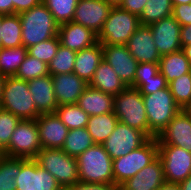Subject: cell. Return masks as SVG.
<instances>
[{"label":"cell","mask_w":191,"mask_h":190,"mask_svg":"<svg viewBox=\"0 0 191 190\" xmlns=\"http://www.w3.org/2000/svg\"><path fill=\"white\" fill-rule=\"evenodd\" d=\"M19 17L22 26V45L27 49L58 36L59 25L43 3L20 13Z\"/></svg>","instance_id":"obj_1"},{"label":"cell","mask_w":191,"mask_h":190,"mask_svg":"<svg viewBox=\"0 0 191 190\" xmlns=\"http://www.w3.org/2000/svg\"><path fill=\"white\" fill-rule=\"evenodd\" d=\"M142 98L148 120V137H158L181 108L174 101L169 87L142 95Z\"/></svg>","instance_id":"obj_2"},{"label":"cell","mask_w":191,"mask_h":190,"mask_svg":"<svg viewBox=\"0 0 191 190\" xmlns=\"http://www.w3.org/2000/svg\"><path fill=\"white\" fill-rule=\"evenodd\" d=\"M0 108L7 110L21 120H36L37 111L28 83L15 76H6L3 84Z\"/></svg>","instance_id":"obj_3"},{"label":"cell","mask_w":191,"mask_h":190,"mask_svg":"<svg viewBox=\"0 0 191 190\" xmlns=\"http://www.w3.org/2000/svg\"><path fill=\"white\" fill-rule=\"evenodd\" d=\"M79 181L114 184L113 160L102 144H94L77 158Z\"/></svg>","instance_id":"obj_4"},{"label":"cell","mask_w":191,"mask_h":190,"mask_svg":"<svg viewBox=\"0 0 191 190\" xmlns=\"http://www.w3.org/2000/svg\"><path fill=\"white\" fill-rule=\"evenodd\" d=\"M140 25L137 15L119 6H113L97 35V40L102 45H125Z\"/></svg>","instance_id":"obj_5"},{"label":"cell","mask_w":191,"mask_h":190,"mask_svg":"<svg viewBox=\"0 0 191 190\" xmlns=\"http://www.w3.org/2000/svg\"><path fill=\"white\" fill-rule=\"evenodd\" d=\"M113 112L118 121L140 130L148 136V120L142 94L138 89L126 87L114 96Z\"/></svg>","instance_id":"obj_6"},{"label":"cell","mask_w":191,"mask_h":190,"mask_svg":"<svg viewBox=\"0 0 191 190\" xmlns=\"http://www.w3.org/2000/svg\"><path fill=\"white\" fill-rule=\"evenodd\" d=\"M158 156L157 137L150 138L145 144L125 156L113 160L114 185L119 188L124 182L136 175Z\"/></svg>","instance_id":"obj_7"},{"label":"cell","mask_w":191,"mask_h":190,"mask_svg":"<svg viewBox=\"0 0 191 190\" xmlns=\"http://www.w3.org/2000/svg\"><path fill=\"white\" fill-rule=\"evenodd\" d=\"M34 159L55 177L63 189L79 181L77 159L62 149H41Z\"/></svg>","instance_id":"obj_8"},{"label":"cell","mask_w":191,"mask_h":190,"mask_svg":"<svg viewBox=\"0 0 191 190\" xmlns=\"http://www.w3.org/2000/svg\"><path fill=\"white\" fill-rule=\"evenodd\" d=\"M39 129L36 120H20L4 156L17 158H35L41 151Z\"/></svg>","instance_id":"obj_9"},{"label":"cell","mask_w":191,"mask_h":190,"mask_svg":"<svg viewBox=\"0 0 191 190\" xmlns=\"http://www.w3.org/2000/svg\"><path fill=\"white\" fill-rule=\"evenodd\" d=\"M165 180L179 184L191 175V153L174 145H158Z\"/></svg>","instance_id":"obj_10"},{"label":"cell","mask_w":191,"mask_h":190,"mask_svg":"<svg viewBox=\"0 0 191 190\" xmlns=\"http://www.w3.org/2000/svg\"><path fill=\"white\" fill-rule=\"evenodd\" d=\"M150 138L142 131L118 121L114 131L105 140L102 146L112 160L125 156L131 151L138 149Z\"/></svg>","instance_id":"obj_11"},{"label":"cell","mask_w":191,"mask_h":190,"mask_svg":"<svg viewBox=\"0 0 191 190\" xmlns=\"http://www.w3.org/2000/svg\"><path fill=\"white\" fill-rule=\"evenodd\" d=\"M16 190H64L34 158H21L20 173L15 178Z\"/></svg>","instance_id":"obj_12"},{"label":"cell","mask_w":191,"mask_h":190,"mask_svg":"<svg viewBox=\"0 0 191 190\" xmlns=\"http://www.w3.org/2000/svg\"><path fill=\"white\" fill-rule=\"evenodd\" d=\"M112 7L106 0H79L72 22L83 25L98 35Z\"/></svg>","instance_id":"obj_13"},{"label":"cell","mask_w":191,"mask_h":190,"mask_svg":"<svg viewBox=\"0 0 191 190\" xmlns=\"http://www.w3.org/2000/svg\"><path fill=\"white\" fill-rule=\"evenodd\" d=\"M103 59L109 63L118 77L127 86L134 85L137 60L130 54L126 45H102Z\"/></svg>","instance_id":"obj_14"},{"label":"cell","mask_w":191,"mask_h":190,"mask_svg":"<svg viewBox=\"0 0 191 190\" xmlns=\"http://www.w3.org/2000/svg\"><path fill=\"white\" fill-rule=\"evenodd\" d=\"M153 40L160 55L177 52L182 49L180 30L181 25L171 15L149 26Z\"/></svg>","instance_id":"obj_15"},{"label":"cell","mask_w":191,"mask_h":190,"mask_svg":"<svg viewBox=\"0 0 191 190\" xmlns=\"http://www.w3.org/2000/svg\"><path fill=\"white\" fill-rule=\"evenodd\" d=\"M158 145H174L191 153V117L182 110L157 137Z\"/></svg>","instance_id":"obj_16"},{"label":"cell","mask_w":191,"mask_h":190,"mask_svg":"<svg viewBox=\"0 0 191 190\" xmlns=\"http://www.w3.org/2000/svg\"><path fill=\"white\" fill-rule=\"evenodd\" d=\"M36 121L42 149H62L69 129L57 114H41Z\"/></svg>","instance_id":"obj_17"},{"label":"cell","mask_w":191,"mask_h":190,"mask_svg":"<svg viewBox=\"0 0 191 190\" xmlns=\"http://www.w3.org/2000/svg\"><path fill=\"white\" fill-rule=\"evenodd\" d=\"M138 63H159L161 55L153 40L151 28L140 25L125 44Z\"/></svg>","instance_id":"obj_18"},{"label":"cell","mask_w":191,"mask_h":190,"mask_svg":"<svg viewBox=\"0 0 191 190\" xmlns=\"http://www.w3.org/2000/svg\"><path fill=\"white\" fill-rule=\"evenodd\" d=\"M58 106L77 104L89 84L75 73L51 75Z\"/></svg>","instance_id":"obj_19"},{"label":"cell","mask_w":191,"mask_h":190,"mask_svg":"<svg viewBox=\"0 0 191 190\" xmlns=\"http://www.w3.org/2000/svg\"><path fill=\"white\" fill-rule=\"evenodd\" d=\"M166 182L163 165L157 156L136 175L124 182L121 190H157Z\"/></svg>","instance_id":"obj_20"},{"label":"cell","mask_w":191,"mask_h":190,"mask_svg":"<svg viewBox=\"0 0 191 190\" xmlns=\"http://www.w3.org/2000/svg\"><path fill=\"white\" fill-rule=\"evenodd\" d=\"M58 37L61 45L76 52L98 42L97 34L91 29L72 21L59 25Z\"/></svg>","instance_id":"obj_21"},{"label":"cell","mask_w":191,"mask_h":190,"mask_svg":"<svg viewBox=\"0 0 191 190\" xmlns=\"http://www.w3.org/2000/svg\"><path fill=\"white\" fill-rule=\"evenodd\" d=\"M29 92L40 114L55 113L58 103L55 98L50 74L27 81Z\"/></svg>","instance_id":"obj_22"},{"label":"cell","mask_w":191,"mask_h":190,"mask_svg":"<svg viewBox=\"0 0 191 190\" xmlns=\"http://www.w3.org/2000/svg\"><path fill=\"white\" fill-rule=\"evenodd\" d=\"M102 59L103 49L100 42H97L91 47L77 51L73 73L89 84Z\"/></svg>","instance_id":"obj_23"},{"label":"cell","mask_w":191,"mask_h":190,"mask_svg":"<svg viewBox=\"0 0 191 190\" xmlns=\"http://www.w3.org/2000/svg\"><path fill=\"white\" fill-rule=\"evenodd\" d=\"M77 105L89 116L113 112L114 96L88 86L79 97Z\"/></svg>","instance_id":"obj_24"},{"label":"cell","mask_w":191,"mask_h":190,"mask_svg":"<svg viewBox=\"0 0 191 190\" xmlns=\"http://www.w3.org/2000/svg\"><path fill=\"white\" fill-rule=\"evenodd\" d=\"M89 86L113 96L127 87L104 59L99 63Z\"/></svg>","instance_id":"obj_25"},{"label":"cell","mask_w":191,"mask_h":190,"mask_svg":"<svg viewBox=\"0 0 191 190\" xmlns=\"http://www.w3.org/2000/svg\"><path fill=\"white\" fill-rule=\"evenodd\" d=\"M159 72L165 77L169 84L174 79L191 72V65L184 52H177L162 55L159 61Z\"/></svg>","instance_id":"obj_26"},{"label":"cell","mask_w":191,"mask_h":190,"mask_svg":"<svg viewBox=\"0 0 191 190\" xmlns=\"http://www.w3.org/2000/svg\"><path fill=\"white\" fill-rule=\"evenodd\" d=\"M118 118L114 112L97 116H89L86 129L95 144H103L114 131Z\"/></svg>","instance_id":"obj_27"},{"label":"cell","mask_w":191,"mask_h":190,"mask_svg":"<svg viewBox=\"0 0 191 190\" xmlns=\"http://www.w3.org/2000/svg\"><path fill=\"white\" fill-rule=\"evenodd\" d=\"M94 144L95 143L86 127L71 129L68 132L62 150L67 155L77 158Z\"/></svg>","instance_id":"obj_28"},{"label":"cell","mask_w":191,"mask_h":190,"mask_svg":"<svg viewBox=\"0 0 191 190\" xmlns=\"http://www.w3.org/2000/svg\"><path fill=\"white\" fill-rule=\"evenodd\" d=\"M22 26L19 14L4 15L1 23L3 48L22 46Z\"/></svg>","instance_id":"obj_29"},{"label":"cell","mask_w":191,"mask_h":190,"mask_svg":"<svg viewBox=\"0 0 191 190\" xmlns=\"http://www.w3.org/2000/svg\"><path fill=\"white\" fill-rule=\"evenodd\" d=\"M28 54L27 48L19 47L0 48V74L3 76H15L21 63Z\"/></svg>","instance_id":"obj_30"},{"label":"cell","mask_w":191,"mask_h":190,"mask_svg":"<svg viewBox=\"0 0 191 190\" xmlns=\"http://www.w3.org/2000/svg\"><path fill=\"white\" fill-rule=\"evenodd\" d=\"M173 5L171 0H148L139 16L141 25L150 26L163 18L171 16Z\"/></svg>","instance_id":"obj_31"},{"label":"cell","mask_w":191,"mask_h":190,"mask_svg":"<svg viewBox=\"0 0 191 190\" xmlns=\"http://www.w3.org/2000/svg\"><path fill=\"white\" fill-rule=\"evenodd\" d=\"M55 113L69 130L86 127L89 119V115L77 104L58 106Z\"/></svg>","instance_id":"obj_32"},{"label":"cell","mask_w":191,"mask_h":190,"mask_svg":"<svg viewBox=\"0 0 191 190\" xmlns=\"http://www.w3.org/2000/svg\"><path fill=\"white\" fill-rule=\"evenodd\" d=\"M76 51L59 45L54 58L48 64L50 75L73 73Z\"/></svg>","instance_id":"obj_33"},{"label":"cell","mask_w":191,"mask_h":190,"mask_svg":"<svg viewBox=\"0 0 191 190\" xmlns=\"http://www.w3.org/2000/svg\"><path fill=\"white\" fill-rule=\"evenodd\" d=\"M21 158L4 156L0 160V190H16L15 178L20 173Z\"/></svg>","instance_id":"obj_34"},{"label":"cell","mask_w":191,"mask_h":190,"mask_svg":"<svg viewBox=\"0 0 191 190\" xmlns=\"http://www.w3.org/2000/svg\"><path fill=\"white\" fill-rule=\"evenodd\" d=\"M79 0H42L58 25L71 22Z\"/></svg>","instance_id":"obj_35"},{"label":"cell","mask_w":191,"mask_h":190,"mask_svg":"<svg viewBox=\"0 0 191 190\" xmlns=\"http://www.w3.org/2000/svg\"><path fill=\"white\" fill-rule=\"evenodd\" d=\"M48 64L27 54L21 63L15 77L24 81H30L48 75Z\"/></svg>","instance_id":"obj_36"},{"label":"cell","mask_w":191,"mask_h":190,"mask_svg":"<svg viewBox=\"0 0 191 190\" xmlns=\"http://www.w3.org/2000/svg\"><path fill=\"white\" fill-rule=\"evenodd\" d=\"M168 87L174 101L182 109L191 100V72L174 79Z\"/></svg>","instance_id":"obj_37"},{"label":"cell","mask_w":191,"mask_h":190,"mask_svg":"<svg viewBox=\"0 0 191 190\" xmlns=\"http://www.w3.org/2000/svg\"><path fill=\"white\" fill-rule=\"evenodd\" d=\"M20 120L11 112L0 108V149L2 151L9 146L11 136Z\"/></svg>","instance_id":"obj_38"},{"label":"cell","mask_w":191,"mask_h":190,"mask_svg":"<svg viewBox=\"0 0 191 190\" xmlns=\"http://www.w3.org/2000/svg\"><path fill=\"white\" fill-rule=\"evenodd\" d=\"M60 45L59 37H53L51 39L42 41L32 47H29L28 54L32 57H35L46 64H49V62L54 58L58 47Z\"/></svg>","instance_id":"obj_39"},{"label":"cell","mask_w":191,"mask_h":190,"mask_svg":"<svg viewBox=\"0 0 191 190\" xmlns=\"http://www.w3.org/2000/svg\"><path fill=\"white\" fill-rule=\"evenodd\" d=\"M159 73V63H138L136 67V74L134 78L133 88L139 89L145 80H149Z\"/></svg>","instance_id":"obj_40"},{"label":"cell","mask_w":191,"mask_h":190,"mask_svg":"<svg viewBox=\"0 0 191 190\" xmlns=\"http://www.w3.org/2000/svg\"><path fill=\"white\" fill-rule=\"evenodd\" d=\"M167 87L168 83L165 77L159 72L149 80H145V83L138 90L142 95H149Z\"/></svg>","instance_id":"obj_41"},{"label":"cell","mask_w":191,"mask_h":190,"mask_svg":"<svg viewBox=\"0 0 191 190\" xmlns=\"http://www.w3.org/2000/svg\"><path fill=\"white\" fill-rule=\"evenodd\" d=\"M172 16L181 26L191 25V3L174 5Z\"/></svg>","instance_id":"obj_42"},{"label":"cell","mask_w":191,"mask_h":190,"mask_svg":"<svg viewBox=\"0 0 191 190\" xmlns=\"http://www.w3.org/2000/svg\"><path fill=\"white\" fill-rule=\"evenodd\" d=\"M117 187L114 184L105 183H84L78 181L64 190H115Z\"/></svg>","instance_id":"obj_43"},{"label":"cell","mask_w":191,"mask_h":190,"mask_svg":"<svg viewBox=\"0 0 191 190\" xmlns=\"http://www.w3.org/2000/svg\"><path fill=\"white\" fill-rule=\"evenodd\" d=\"M147 1L148 0H122L118 6L139 17Z\"/></svg>","instance_id":"obj_44"},{"label":"cell","mask_w":191,"mask_h":190,"mask_svg":"<svg viewBox=\"0 0 191 190\" xmlns=\"http://www.w3.org/2000/svg\"><path fill=\"white\" fill-rule=\"evenodd\" d=\"M14 14H20L42 3V0H12Z\"/></svg>","instance_id":"obj_45"},{"label":"cell","mask_w":191,"mask_h":190,"mask_svg":"<svg viewBox=\"0 0 191 190\" xmlns=\"http://www.w3.org/2000/svg\"><path fill=\"white\" fill-rule=\"evenodd\" d=\"M180 39L181 46L191 44V25L181 26Z\"/></svg>","instance_id":"obj_46"},{"label":"cell","mask_w":191,"mask_h":190,"mask_svg":"<svg viewBox=\"0 0 191 190\" xmlns=\"http://www.w3.org/2000/svg\"><path fill=\"white\" fill-rule=\"evenodd\" d=\"M0 14H14V6L12 0H0Z\"/></svg>","instance_id":"obj_47"},{"label":"cell","mask_w":191,"mask_h":190,"mask_svg":"<svg viewBox=\"0 0 191 190\" xmlns=\"http://www.w3.org/2000/svg\"><path fill=\"white\" fill-rule=\"evenodd\" d=\"M157 190H180V187L178 184L165 182Z\"/></svg>","instance_id":"obj_48"},{"label":"cell","mask_w":191,"mask_h":190,"mask_svg":"<svg viewBox=\"0 0 191 190\" xmlns=\"http://www.w3.org/2000/svg\"><path fill=\"white\" fill-rule=\"evenodd\" d=\"M180 190H191V175L178 184Z\"/></svg>","instance_id":"obj_49"},{"label":"cell","mask_w":191,"mask_h":190,"mask_svg":"<svg viewBox=\"0 0 191 190\" xmlns=\"http://www.w3.org/2000/svg\"><path fill=\"white\" fill-rule=\"evenodd\" d=\"M181 50L184 52L186 58L189 60V63L191 65V44L182 46Z\"/></svg>","instance_id":"obj_50"},{"label":"cell","mask_w":191,"mask_h":190,"mask_svg":"<svg viewBox=\"0 0 191 190\" xmlns=\"http://www.w3.org/2000/svg\"><path fill=\"white\" fill-rule=\"evenodd\" d=\"M181 110L191 117V100Z\"/></svg>","instance_id":"obj_51"},{"label":"cell","mask_w":191,"mask_h":190,"mask_svg":"<svg viewBox=\"0 0 191 190\" xmlns=\"http://www.w3.org/2000/svg\"><path fill=\"white\" fill-rule=\"evenodd\" d=\"M172 5H180V4H186L191 3V0H171Z\"/></svg>","instance_id":"obj_52"},{"label":"cell","mask_w":191,"mask_h":190,"mask_svg":"<svg viewBox=\"0 0 191 190\" xmlns=\"http://www.w3.org/2000/svg\"><path fill=\"white\" fill-rule=\"evenodd\" d=\"M4 80H5V76L0 74V103H1V94H2Z\"/></svg>","instance_id":"obj_53"},{"label":"cell","mask_w":191,"mask_h":190,"mask_svg":"<svg viewBox=\"0 0 191 190\" xmlns=\"http://www.w3.org/2000/svg\"><path fill=\"white\" fill-rule=\"evenodd\" d=\"M107 2L111 3L113 6H118L119 3L122 1V0H106Z\"/></svg>","instance_id":"obj_54"},{"label":"cell","mask_w":191,"mask_h":190,"mask_svg":"<svg viewBox=\"0 0 191 190\" xmlns=\"http://www.w3.org/2000/svg\"><path fill=\"white\" fill-rule=\"evenodd\" d=\"M3 16H4L3 14H0V35H1V23H2ZM0 48H2L1 36H0Z\"/></svg>","instance_id":"obj_55"},{"label":"cell","mask_w":191,"mask_h":190,"mask_svg":"<svg viewBox=\"0 0 191 190\" xmlns=\"http://www.w3.org/2000/svg\"><path fill=\"white\" fill-rule=\"evenodd\" d=\"M4 157V152L0 149V160Z\"/></svg>","instance_id":"obj_56"}]
</instances>
